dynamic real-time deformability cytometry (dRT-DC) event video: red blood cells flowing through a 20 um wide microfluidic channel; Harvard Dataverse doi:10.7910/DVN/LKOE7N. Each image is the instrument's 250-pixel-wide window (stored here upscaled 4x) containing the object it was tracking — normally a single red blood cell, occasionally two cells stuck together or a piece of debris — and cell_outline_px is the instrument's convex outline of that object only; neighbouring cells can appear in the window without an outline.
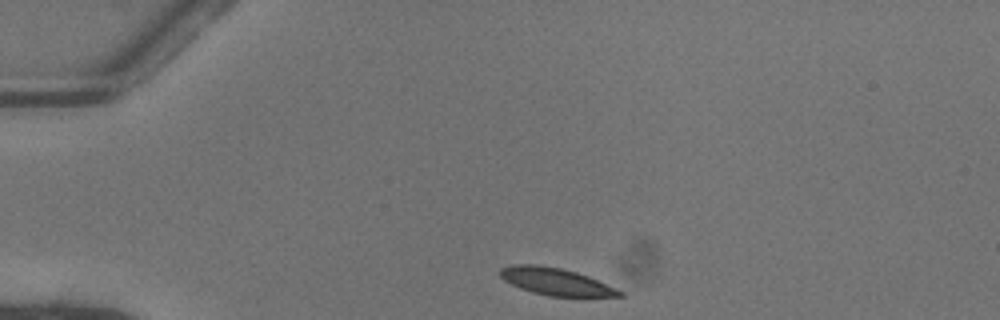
{"species": "common noctule bat (a hibernating species)", "species_latin": "Nyctalus noctula", "temperature_condition": "warm", "stored_images_in_passage": 41, "camera_frame_rate_fps": 3000, "um_per_image_px": 0.085, "animal": {"sex": "female"}, "frame": {"image": 1, "passage_image": 1, "time_ms": 0.0, "image_size_px": [1000, 320], "cell_outline_px": [[624, 296], [548, 296], [532, 292], [520, 288], [504, 280], [500, 276], [500, 268], [512, 264], [536, 264], [560, 268], [576, 272], [588, 276], [616, 288], [624, 292]], "centroid_in_image_um": [47.22, 23.92], "position_along_channel_um": 37.8, "area_um2": 18.79}}
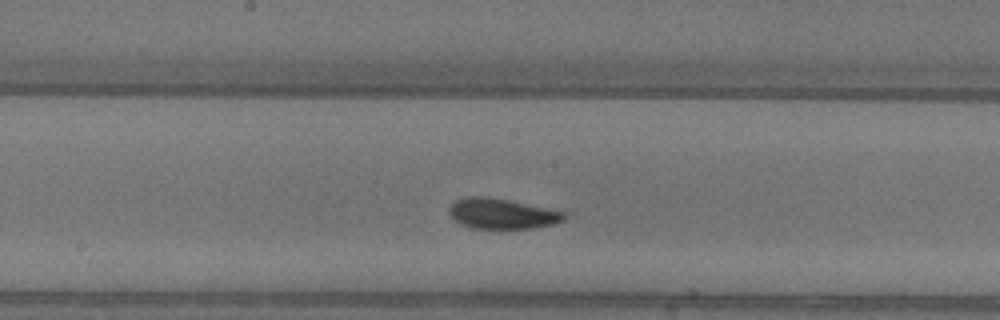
{"frame": {"image": 2, "passage_image": 17, "time_ms": 5.333, "image_size_px": [1000, 320], "cell_outline_px": [[568, 216], [564, 220], [552, 224], [532, 228], [472, 228], [460, 224], [448, 216], [448, 208], [456, 200], [464, 196], [480, 196], [508, 200], [564, 212]], "centroid_in_image_um": [42.6, 18.16], "position_along_channel_um": 205.6, "area_um2": 20.23}}
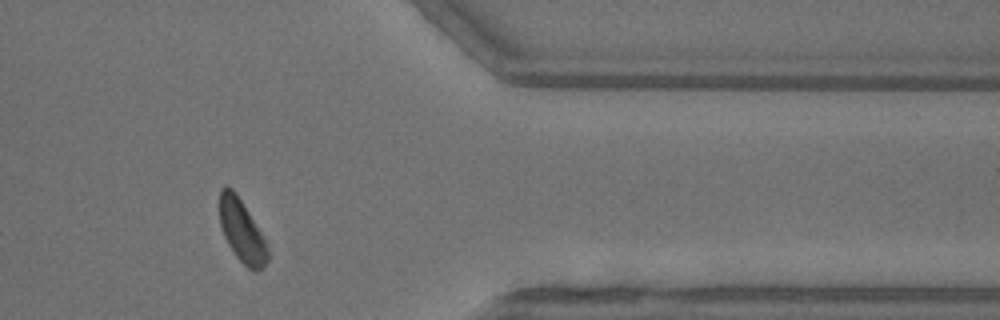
{"frame": {"image": 3, "passage_image": 32, "time_ms": 10.333, "image_size_px": [1000, 320], "cell_outline_px": [[268, 260], [264, 268], [256, 272], [248, 268], [236, 256], [228, 244], [224, 236], [220, 224], [220, 188], [232, 188], [236, 192], [260, 232], [268, 248]], "centroid_in_image_um": [20.56, 19.67], "position_along_channel_um": 390.8, "area_um2": 17.17}, "authors_computed_cell_mechanics": {"area_um2": 19.5942, "velocity_mm_per_s": 4.0356, "shape_relaxation_time_tau1_ms": 2.2859, "shape_relaxation_time_tau2_ms": 3.1082, "deformation_change_tau1": 0.1174, "deformation_change_tau2": 0.0823}}